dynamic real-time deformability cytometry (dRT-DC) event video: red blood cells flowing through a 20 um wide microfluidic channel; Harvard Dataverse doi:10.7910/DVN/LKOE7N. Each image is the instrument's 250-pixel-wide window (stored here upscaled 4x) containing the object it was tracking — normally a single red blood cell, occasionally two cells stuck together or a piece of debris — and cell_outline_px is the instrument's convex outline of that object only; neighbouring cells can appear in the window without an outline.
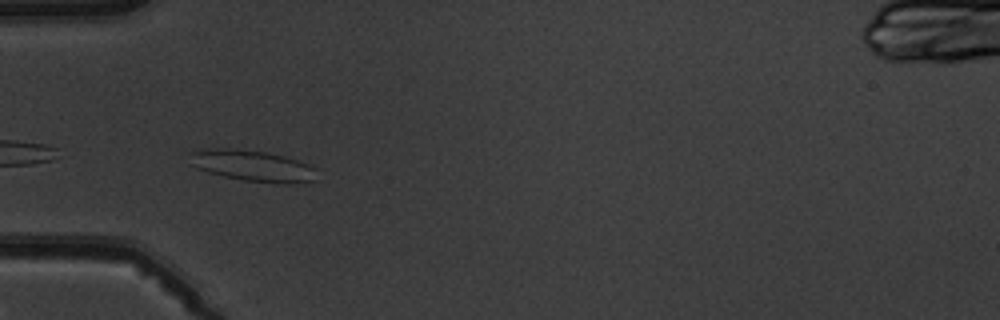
{"species": "common noctule bat (a hibernating species)", "species_latin": "Nyctalus noctula", "temperature_condition": "warm", "stored_images_in_passage": 7, "camera_frame_rate_fps": 3000, "um_per_image_px": 0.085, "animal": {"sex": "male", "body_mass_g": 19.5, "forearm_length_mm": 54.6}, "frame": {"image": 1, "passage_image": 3, "time_ms": 2.333, "image_size_px": [1000, 320], "cell_outline_px": [[312, 180], [292, 184], [276, 184], [244, 180], [224, 176], [208, 172], [196, 168], [192, 164], [192, 152], [204, 148], [236, 148], [264, 152], [284, 156], [308, 164], [312, 168]], "centroid_in_image_um": [21.41, 14.09], "position_along_channel_um": 63.6, "area_um2": 22.66}}
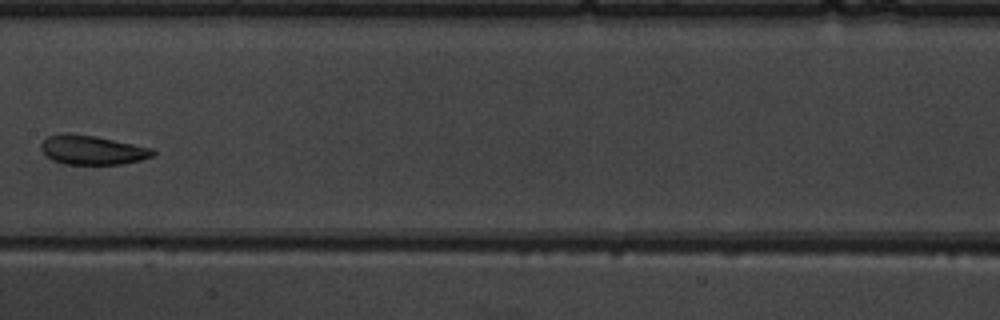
{"frame": {"image": 2, "passage_image": 6, "time_ms": 6.0, "image_size_px": [1000, 320], "cell_outline_px": [[156, 152], [152, 156], [140, 160], [120, 164], [64, 164], [52, 160], [40, 148], [40, 144], [48, 136], [60, 132], [64, 132], [96, 136], [152, 148]], "centroid_in_image_um": [7.81, 12.74], "position_along_channel_um": 199.6, "area_um2": 19.02}}
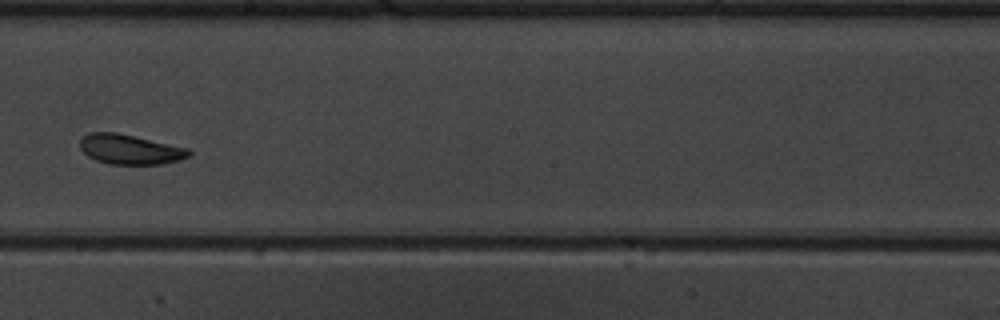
{"frame": {"image": 3, "passage_image": 7, "time_ms": 7.0, "image_size_px": [1000, 320], "cell_outline_px": [[192, 156], [180, 160], [160, 164], [108, 164], [96, 160], [88, 156], [80, 148], [80, 140], [88, 132], [116, 132], [188, 148], [192, 152]], "centroid_in_image_um": [11.06, 12.7], "position_along_channel_um": 237.1, "area_um2": 18.96}}